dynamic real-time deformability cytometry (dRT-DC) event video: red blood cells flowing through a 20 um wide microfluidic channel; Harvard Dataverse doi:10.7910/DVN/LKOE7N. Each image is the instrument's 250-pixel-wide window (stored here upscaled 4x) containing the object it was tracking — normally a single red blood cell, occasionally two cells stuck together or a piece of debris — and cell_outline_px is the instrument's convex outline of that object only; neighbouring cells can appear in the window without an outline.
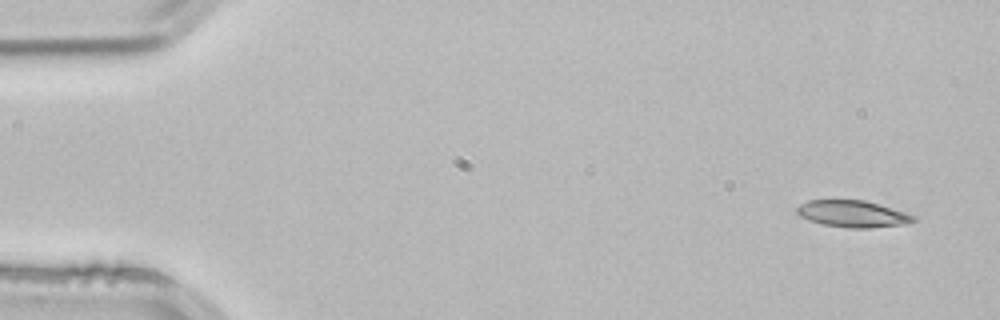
{"species": "common noctule bat (a hibernating species)", "species_latin": "Nyctalus noctula", "temperature_condition": "room temperature", "stored_images_in_passage": 5, "camera_frame_rate_fps": 3000, "um_per_image_px": 0.085, "animal": {"sex": "male", "body_mass_g": 21.5, "forearm_length_mm": 52.0}, "frame": {"image": 1, "passage_image": 1, "time_ms": 0.0, "image_size_px": [1000, 320], "cell_outline_px": [[920, 220], [904, 224], [868, 228], [852, 228], [824, 224], [808, 220], [800, 216], [796, 212], [796, 208], [800, 204], [808, 200], [864, 200], [880, 204], [916, 216]], "centroid_in_image_um": [72.5, 18.17], "position_along_channel_um": 12.5, "area_um2": 18.15}}
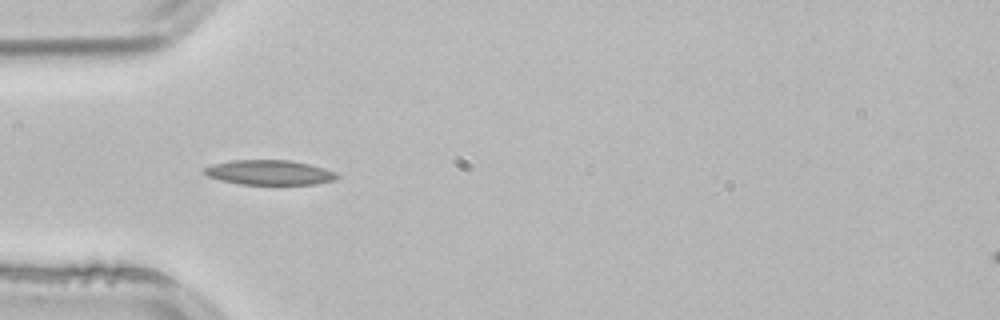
{"frame": {"image": 2, "passage_image": 4, "time_ms": 1.0, "image_size_px": [1000, 320], "cell_outline_px": [[340, 176], [336, 180], [316, 184], [240, 184], [220, 180], [208, 176], [204, 172], [204, 168], [212, 164], [232, 160], [288, 160], [308, 164], [324, 168], [336, 172]], "centroid_in_image_um": [22.92, 14.66], "position_along_channel_um": 62.1, "area_um2": 19.13}}